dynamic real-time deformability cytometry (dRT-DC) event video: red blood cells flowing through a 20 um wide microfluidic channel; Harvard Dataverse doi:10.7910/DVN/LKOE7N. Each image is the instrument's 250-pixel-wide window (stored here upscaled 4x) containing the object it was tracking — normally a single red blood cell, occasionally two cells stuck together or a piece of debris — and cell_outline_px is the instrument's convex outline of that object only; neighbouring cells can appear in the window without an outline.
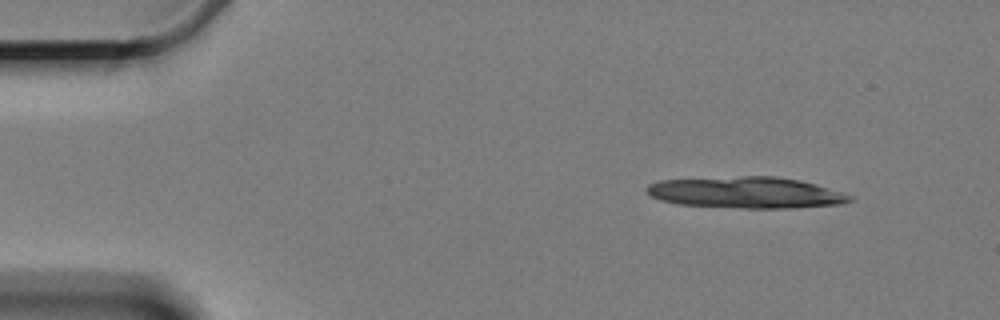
{"species": "Egyptian fruit bat (a non-hibernating species)", "species_latin": "Rousettus aegyptiacus", "temperature_condition": "cold", "stored_images_in_passage": 4, "camera_frame_rate_fps": 3000, "um_per_image_px": 0.085, "animal": {"sex": "female"}, "frame": {"image": 1, "passage_image": 1, "time_ms": 0.0, "image_size_px": [1000, 320], "cell_outline_px": [[852, 200], [844, 204], [796, 208], [740, 208], [676, 204], [660, 200], [652, 196], [644, 188], [648, 184], [660, 180], [740, 176], [776, 176], [800, 180], [816, 184], [852, 196]], "centroid_in_image_um": [63.42, 16.37], "position_along_channel_um": 21.6, "area_um2": 37.28}}